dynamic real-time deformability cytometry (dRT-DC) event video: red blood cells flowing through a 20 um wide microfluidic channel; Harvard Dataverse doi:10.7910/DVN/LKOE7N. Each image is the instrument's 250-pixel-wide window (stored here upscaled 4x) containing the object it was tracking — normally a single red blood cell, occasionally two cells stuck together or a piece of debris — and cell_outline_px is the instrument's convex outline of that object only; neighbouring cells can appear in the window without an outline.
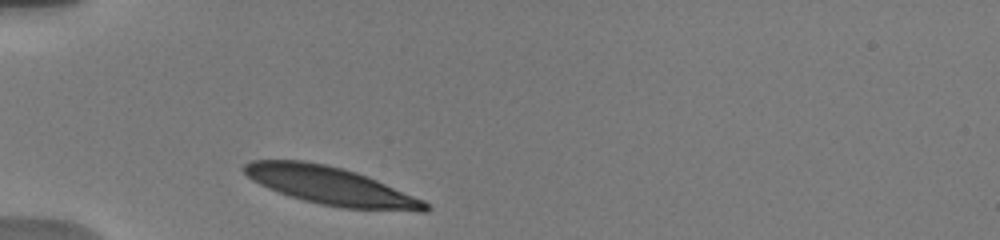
{"species": "human", "species_latin": "Homo sapiens", "temperature_condition": "warm", "stored_images_in_passage": 34, "camera_frame_rate_fps": 3000, "um_per_image_px": 0.085, "donor": {"sex": "male"}, "frame": {"image": 1, "passage_image": 3, "time_ms": 0.333, "image_size_px": [1000, 240], "cell_outline_px": [[432, 208], [428, 212], [420, 212], [340, 208], [320, 204], [304, 200], [268, 188], [252, 180], [240, 168], [244, 164], [252, 160], [304, 160], [344, 168], [368, 176], [424, 200]], "centroid_in_image_um": [28.16, 15.81], "position_along_channel_um": 56.8, "area_um2": 40.29}}
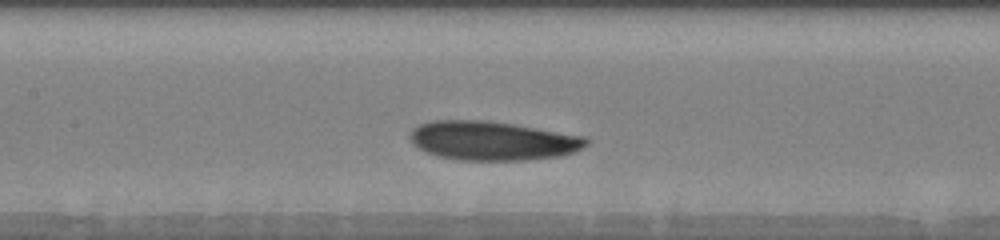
{"frame": {"image": 2, "passage_image": 10, "time_ms": 3.667, "image_size_px": [1000, 240], "cell_outline_px": [[588, 144], [584, 148], [560, 156], [532, 160], [460, 160], [440, 156], [428, 152], [412, 144], [408, 136], [408, 132], [412, 128], [420, 124], [432, 120], [488, 120], [584, 136], [588, 140]], "centroid_in_image_um": [41.84, 11.96], "position_along_channel_um": 165.6, "area_um2": 40.17}}
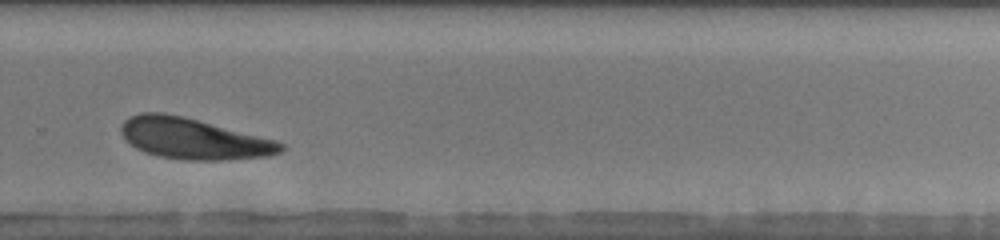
{"frame": {"image": 3, "passage_image": 23, "time_ms": 7.667, "image_size_px": [1000, 240], "cell_outline_px": [[288, 148], [284, 152], [268, 156], [224, 160], [184, 160], [156, 156], [144, 152], [136, 148], [124, 140], [120, 132], [120, 124], [128, 116], [140, 112], [160, 112], [184, 116], [276, 140], [284, 144]], "centroid_in_image_um": [16.43, 11.78], "position_along_channel_um": 313.4, "area_um2": 38.73}, "authors_computed_cell_mechanics": {"area_um2": 38.8994, "velocity_mm_per_s": 3.7009, "shape_relaxation_time_tau1_ms": 2.5328, "shape_relaxation_time_tau2_ms": null, "deformation_change_tau1": 0.0901, "deformation_change_tau2": null}}